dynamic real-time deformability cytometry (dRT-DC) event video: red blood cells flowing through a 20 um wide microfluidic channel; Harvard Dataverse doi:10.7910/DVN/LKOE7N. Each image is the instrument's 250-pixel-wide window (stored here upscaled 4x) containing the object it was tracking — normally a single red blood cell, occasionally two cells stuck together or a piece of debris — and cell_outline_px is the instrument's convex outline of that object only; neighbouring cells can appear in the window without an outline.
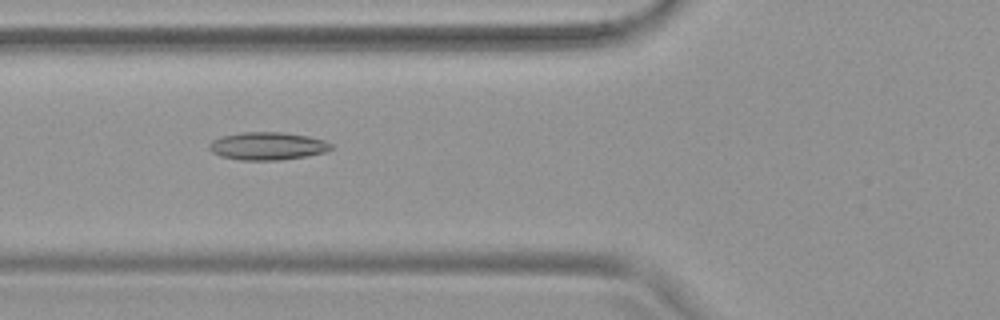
{"species": "common noctule bat (a hibernating species)", "species_latin": "Nyctalus noctula", "temperature_condition": "warm", "stored_images_in_passage": 54, "camera_frame_rate_fps": 3000, "um_per_image_px": 0.085, "animal": {"sex": "female", "body_mass_g": 19.9}, "frame": {"image": 1, "passage_image": 21, "time_ms": 6.667, "image_size_px": [1000, 320], "cell_outline_px": [[332, 148], [324, 152], [308, 156], [280, 160], [240, 160], [220, 156], [212, 152], [208, 148], [208, 144], [212, 140], [220, 136], [240, 132], [284, 132], [308, 136], [324, 140], [332, 144]], "centroid_in_image_um": [22.71, 12.41], "position_along_channel_um": 103.1, "area_um2": 19.94}}
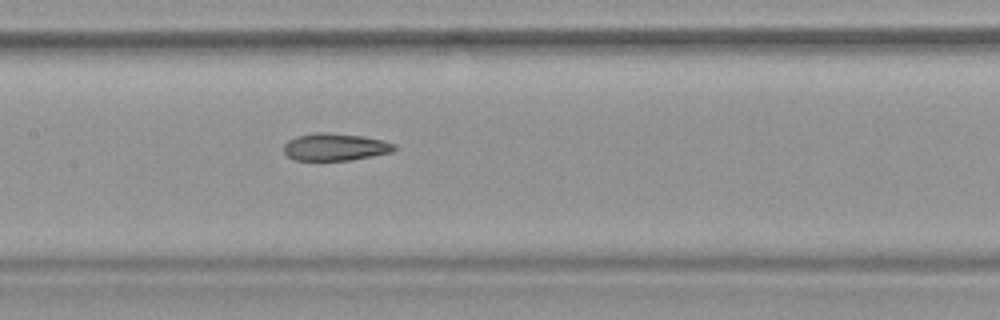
{"frame": {"image": 2, "passage_image": 27, "time_ms": 8.667, "image_size_px": [1000, 320], "cell_outline_px": [[396, 148], [392, 152], [352, 160], [296, 160], [288, 156], [284, 152], [284, 144], [288, 140], [296, 136], [312, 132], [328, 132], [360, 136], [384, 140], [396, 144]], "centroid_in_image_um": [28.48, 12.48], "position_along_channel_um": 178.9, "area_um2": 17.69}}
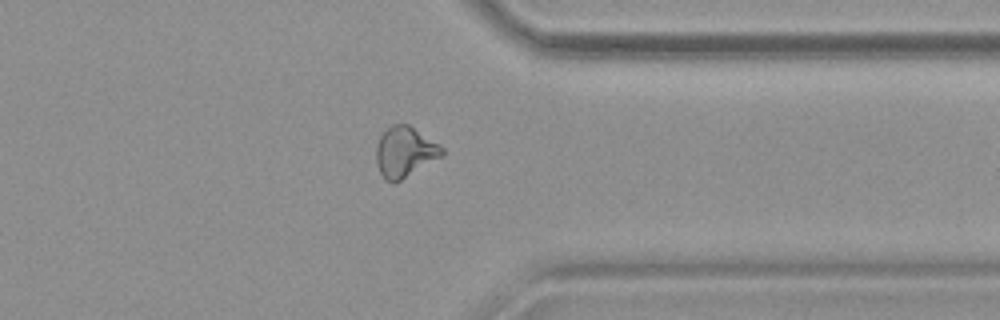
{"frame": {"image": 3, "passage_image": 43, "time_ms": 14.0, "image_size_px": [1000, 320], "cell_outline_px": [[444, 156], [400, 180], [384, 180], [376, 164], [376, 144], [380, 136], [392, 124], [408, 124], [440, 144], [444, 148]], "centroid_in_image_um": [34.43, 12.9], "position_along_channel_um": 377.0, "area_um2": 19.31}, "authors_computed_cell_mechanics": {"area_um2": 20.0566, "velocity_mm_per_s": 3.7866, "shape_relaxation_time_tau1_ms": null, "shape_relaxation_time_tau2_ms": 3.0058, "deformation_change_tau1": null, "deformation_change_tau2": 0.1058}}